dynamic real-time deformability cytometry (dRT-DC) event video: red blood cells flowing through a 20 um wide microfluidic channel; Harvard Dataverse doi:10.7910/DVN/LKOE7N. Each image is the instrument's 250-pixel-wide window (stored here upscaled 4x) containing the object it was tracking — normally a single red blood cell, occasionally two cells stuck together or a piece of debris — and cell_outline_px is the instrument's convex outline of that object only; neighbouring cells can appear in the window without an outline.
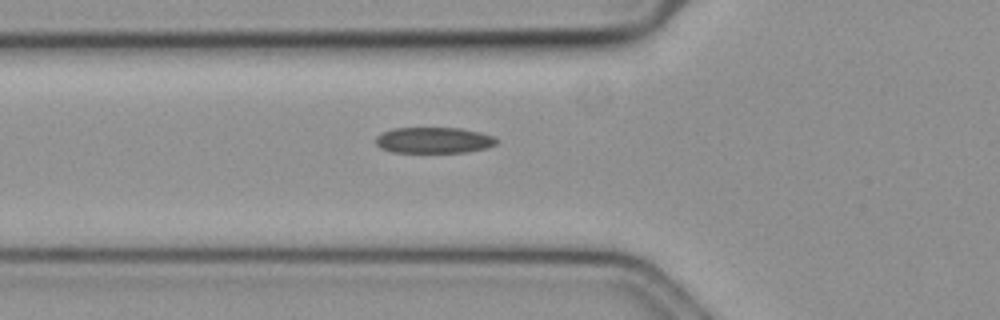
{"species": "common noctule bat (a hibernating species)", "species_latin": "Nyctalus noctula", "temperature_condition": "cold", "stored_images_in_passage": 36, "camera_frame_rate_fps": 3000, "um_per_image_px": 0.085, "animal": {"sex": "female", "body_mass_g": 19.3, "forearm_length_mm": 54.1}, "frame": {"image": 1, "passage_image": 2, "time_ms": 0.333, "image_size_px": [1000, 320], "cell_outline_px": [[500, 140], [496, 144], [488, 148], [468, 152], [392, 152], [380, 148], [376, 144], [376, 136], [380, 132], [392, 128], [460, 128], [480, 132], [496, 136]], "centroid_in_image_um": [36.9, 11.91], "position_along_channel_um": 88.9, "area_um2": 18.61}}
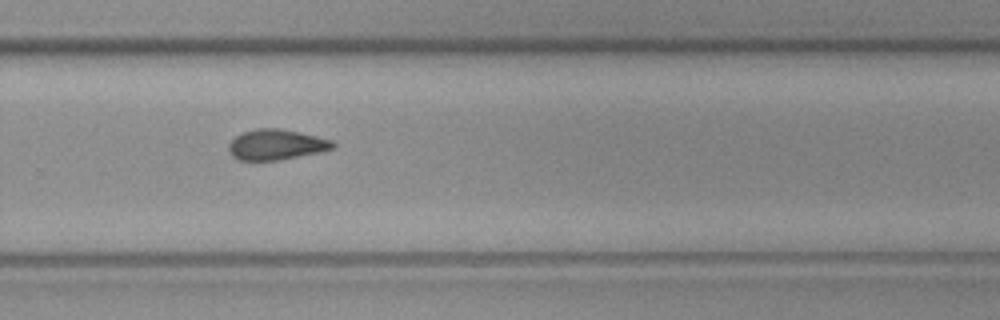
{"frame": {"image": 2, "passage_image": 20, "time_ms": 6.333, "image_size_px": [1000, 320], "cell_outline_px": [[336, 144], [332, 148], [320, 152], [276, 160], [236, 160], [228, 152], [228, 144], [236, 136], [244, 132], [256, 128], [280, 128], [300, 132], [332, 140]], "centroid_in_image_um": [23.44, 12.29], "position_along_channel_um": 306.4, "area_um2": 18.44}}
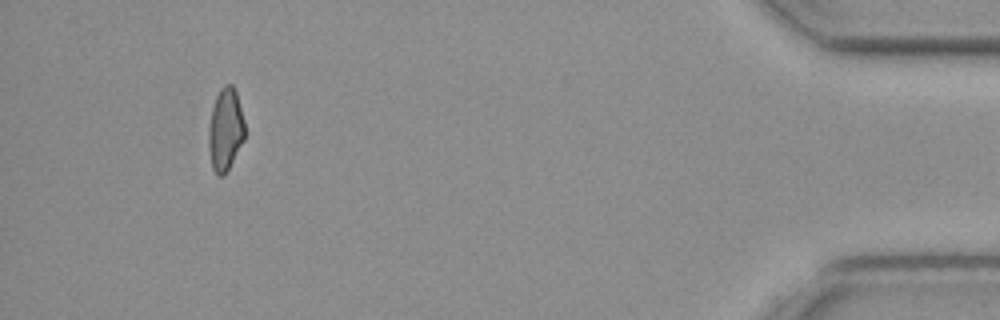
{"frame": {"image": 3, "passage_image": 35, "time_ms": 11.333, "image_size_px": [1000, 320], "cell_outline_px": [[244, 140], [224, 176], [220, 176], [212, 168], [208, 148], [208, 132], [212, 108], [216, 96], [220, 88], [224, 84], [232, 84], [236, 92], [244, 120]], "centroid_in_image_um": [19.15, 11.0], "position_along_channel_um": 416.1, "area_um2": 17.34}}